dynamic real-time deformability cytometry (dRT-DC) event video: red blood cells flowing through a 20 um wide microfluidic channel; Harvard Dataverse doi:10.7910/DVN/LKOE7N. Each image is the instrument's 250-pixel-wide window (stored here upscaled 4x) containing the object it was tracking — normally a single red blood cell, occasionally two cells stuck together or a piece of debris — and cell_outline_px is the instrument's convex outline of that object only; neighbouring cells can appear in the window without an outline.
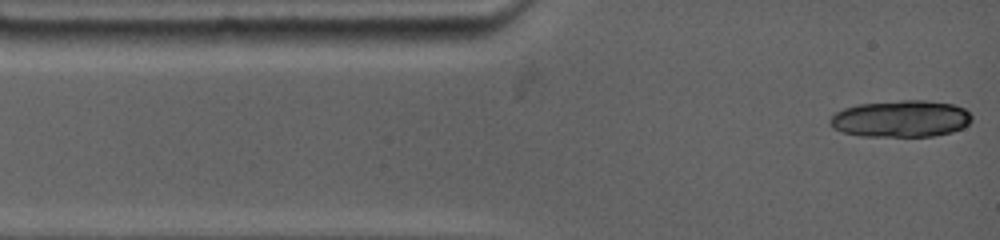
{"species": "common noctule bat (a hibernating species)", "species_latin": "Nyctalus noctula", "temperature_condition": "warm", "stored_images_in_passage": 5, "camera_frame_rate_fps": 4500, "um_per_image_px": 0.085, "animal": {"sex": "female", "body_mass_g": 19.0, "forearm_length_mm": 53.3}, "frame": {"image": 1, "passage_image": 1, "time_ms": 0.0, "image_size_px": [1000, 240], "cell_outline_px": [[972, 120], [964, 128], [952, 132], [932, 136], [860, 136], [844, 132], [832, 128], [828, 124], [828, 120], [836, 112], [844, 108], [860, 104], [900, 100], [924, 100], [952, 104], [964, 108], [972, 116]], "centroid_in_image_um": [76.57, 10.09], "position_along_channel_um": 8.4, "area_um2": 30.52}}